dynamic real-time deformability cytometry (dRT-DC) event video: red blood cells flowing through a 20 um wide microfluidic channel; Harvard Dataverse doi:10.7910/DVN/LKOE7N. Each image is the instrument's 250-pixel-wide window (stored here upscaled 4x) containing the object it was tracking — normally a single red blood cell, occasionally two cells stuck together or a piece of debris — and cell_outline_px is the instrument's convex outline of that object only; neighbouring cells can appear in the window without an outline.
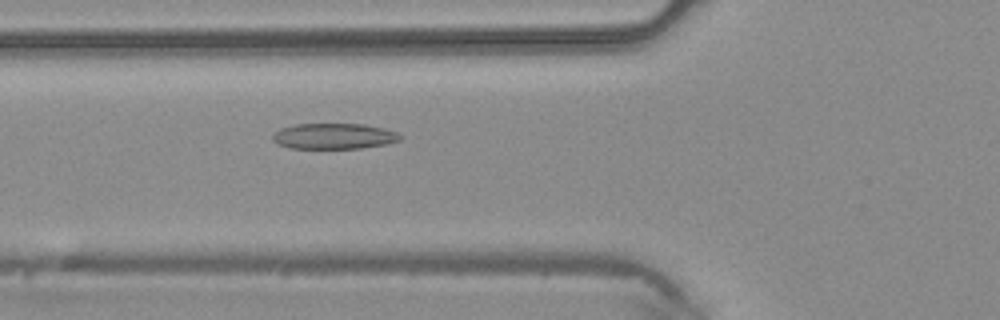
{"species": "common noctule bat (a hibernating species)", "species_latin": "Nyctalus noctula", "temperature_condition": "warm", "stored_images_in_passage": 7, "camera_frame_rate_fps": 3000, "um_per_image_px": 0.085, "animal": {"sex": "male", "body_mass_g": 20.4}, "frame": {"image": 1, "passage_image": 7, "time_ms": 2.0, "image_size_px": [1000, 320], "cell_outline_px": [[404, 136], [400, 140], [388, 144], [360, 148], [292, 148], [276, 144], [272, 140], [272, 136], [280, 128], [296, 124], [364, 124], [384, 128], [396, 132]], "centroid_in_image_um": [28.4, 11.57], "position_along_channel_um": 97.4, "area_um2": 19.19}}